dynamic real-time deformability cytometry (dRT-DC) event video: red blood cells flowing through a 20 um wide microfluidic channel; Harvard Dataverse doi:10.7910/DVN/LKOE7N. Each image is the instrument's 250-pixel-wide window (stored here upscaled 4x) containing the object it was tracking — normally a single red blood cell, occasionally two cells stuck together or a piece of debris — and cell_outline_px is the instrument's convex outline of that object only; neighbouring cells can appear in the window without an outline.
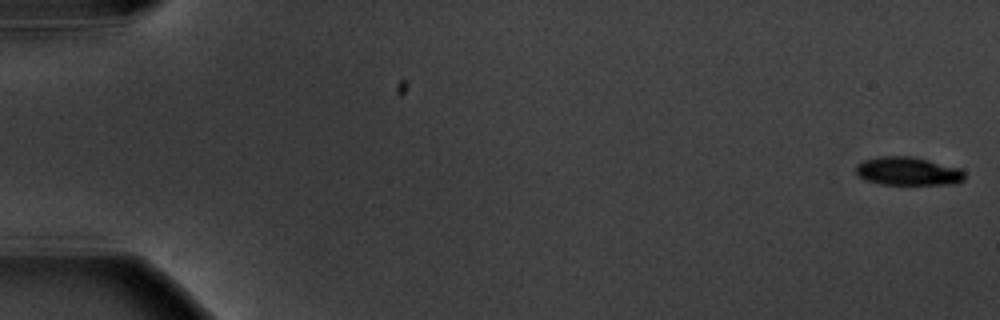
{"species": "common noctule bat (a hibernating species)", "species_latin": "Nyctalus noctula", "temperature_condition": "warm", "stored_images_in_passage": 7, "segment_of_instrument_passage": [1, 2], "camera_frame_rate_fps": 3000, "um_per_image_px": 0.085, "animal": {"sex": "male", "body_mass_g": 20.1, "forearm_length_mm": 53.5}, "frame": {"image": 1, "passage_image": 1, "time_ms": 0.0, "image_size_px": [1000, 320], "cell_outline_px": [[964, 180], [956, 184], [880, 184], [868, 180], [860, 176], [856, 172], [856, 164], [864, 160], [880, 156], [916, 156], [960, 168], [964, 172]], "centroid_in_image_um": [77.21, 14.54], "position_along_channel_um": 7.8, "area_um2": 18.03}}
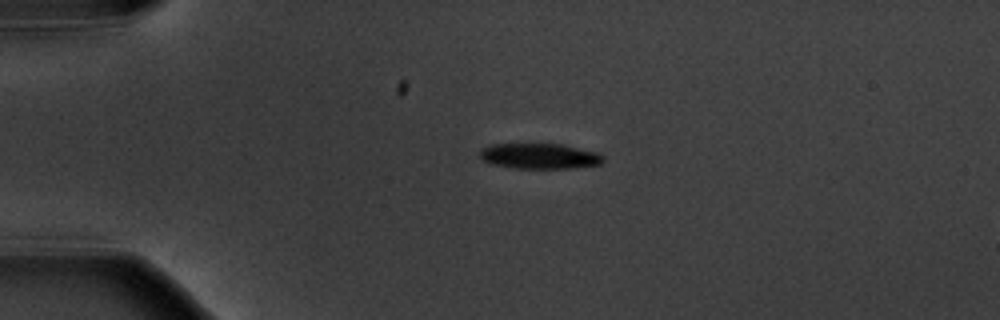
{"frame": {"image": 2, "passage_image": 5, "time_ms": 4.333, "image_size_px": [1000, 320], "cell_outline_px": [[604, 160], [600, 164], [572, 168], [516, 168], [488, 164], [480, 160], [476, 156], [480, 148], [488, 144], [564, 144], [596, 152], [604, 156]], "centroid_in_image_um": [45.75, 13.26], "position_along_channel_um": 39.2, "area_um2": 18.73}}